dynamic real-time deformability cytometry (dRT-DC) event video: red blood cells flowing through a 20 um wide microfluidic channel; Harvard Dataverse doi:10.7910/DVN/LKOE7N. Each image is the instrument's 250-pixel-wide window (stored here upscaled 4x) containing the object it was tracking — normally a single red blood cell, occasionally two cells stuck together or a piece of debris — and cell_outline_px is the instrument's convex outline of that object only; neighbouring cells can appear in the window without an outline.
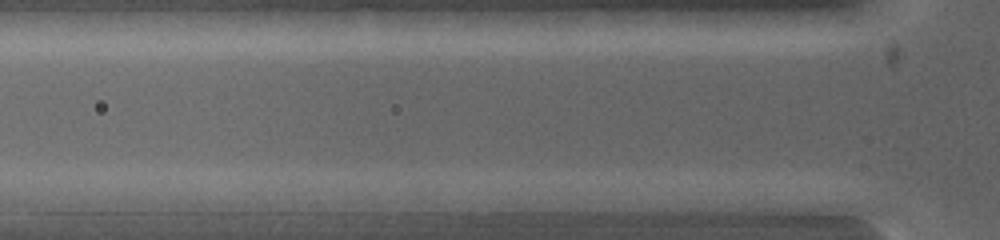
{"species": "common noctule bat (a hibernating species)", "species_latin": "Nyctalus noctula", "temperature_condition": "warm", "stored_images_in_passage": 5, "segment_of_instrument_passage": [2, 2], "camera_frame_rate_fps": 5000, "um_per_image_px": 0.085, "animal": {"sex": "female", "body_mass_g": 19.0, "forearm_length_mm": 53.3}, "frame": {"image": 1, "passage_image": 5, "time_ms": 1.4, "image_size_px": [1000, 240], "cell_outline_px": [[604, 200], [588, 208], [576, 212], [516, 216], [512, 216], [496, 212], [492, 200], [576, 192], [592, 192]], "centroid_in_image_um": [46.48, 17.34], "position_along_channel_um": 79.3, "area_um2": 13.35}}